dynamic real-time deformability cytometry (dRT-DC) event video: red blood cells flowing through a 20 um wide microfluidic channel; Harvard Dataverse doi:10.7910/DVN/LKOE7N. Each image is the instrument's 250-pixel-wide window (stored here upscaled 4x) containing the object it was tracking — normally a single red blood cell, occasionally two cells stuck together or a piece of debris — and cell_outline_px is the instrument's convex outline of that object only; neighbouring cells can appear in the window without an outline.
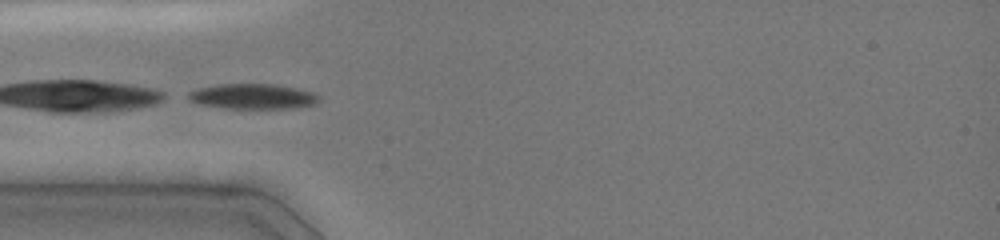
{"species": "common noctule bat (a hibernating species)", "species_latin": "Nyctalus noctula", "temperature_condition": "cold", "stored_images_in_passage": 30, "camera_frame_rate_fps": 3000, "um_per_image_px": 0.085, "animal": {"sex": "female", "body_mass_g": 19.0, "forearm_length_mm": 51.5}, "frame": {"image": 1, "passage_image": 9, "time_ms": 4.333, "image_size_px": [1000, 240], "cell_outline_px": [[320, 100], [316, 104], [296, 108], [224, 108], [200, 104], [188, 100], [188, 92], [196, 88], [216, 84], [280, 84], [316, 92], [320, 96]], "centroid_in_image_um": [21.53, 8.18], "position_along_channel_um": 63.5, "area_um2": 19.59}, "authors_computed_cell_mechanics": {"area_um2": 20.0566, "velocity_mm_per_s": 4.0311, "shape_relaxation_time_tau1_ms": 1.9973, "shape_relaxation_time_tau2_ms": 10.4471, "deformation_change_tau1": 0.1093, "deformation_change_tau2": 0.1585}}